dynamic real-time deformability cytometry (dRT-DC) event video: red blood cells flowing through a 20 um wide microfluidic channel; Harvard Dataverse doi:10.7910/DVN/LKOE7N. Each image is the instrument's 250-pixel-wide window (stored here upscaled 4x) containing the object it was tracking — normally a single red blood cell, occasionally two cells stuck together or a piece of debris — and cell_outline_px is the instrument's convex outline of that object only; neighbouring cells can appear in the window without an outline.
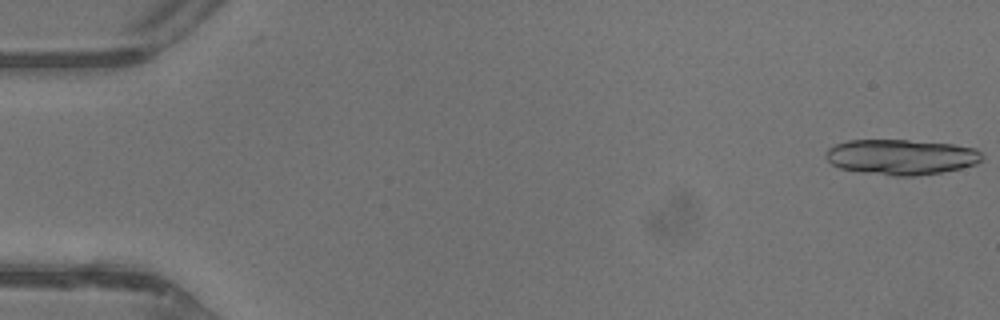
{"species": "common noctule bat (a hibernating species)", "species_latin": "Nyctalus noctula", "temperature_condition": "warm", "stored_images_in_passage": 17, "camera_frame_rate_fps": 3000, "um_per_image_px": 0.085, "animal": {"sex": "male", "body_mass_g": 13.3}, "frame": {"image": 1, "passage_image": 1, "time_ms": 0.0, "image_size_px": [1000, 320], "cell_outline_px": [[984, 160], [976, 164], [960, 168], [940, 172], [916, 176], [892, 176], [864, 172], [840, 168], [832, 164], [824, 156], [824, 152], [828, 148], [836, 144], [848, 140], [908, 140], [952, 144], [976, 148], [984, 156]], "centroid_in_image_um": [76.61, 13.34], "position_along_channel_um": 8.4, "area_um2": 32.31}}